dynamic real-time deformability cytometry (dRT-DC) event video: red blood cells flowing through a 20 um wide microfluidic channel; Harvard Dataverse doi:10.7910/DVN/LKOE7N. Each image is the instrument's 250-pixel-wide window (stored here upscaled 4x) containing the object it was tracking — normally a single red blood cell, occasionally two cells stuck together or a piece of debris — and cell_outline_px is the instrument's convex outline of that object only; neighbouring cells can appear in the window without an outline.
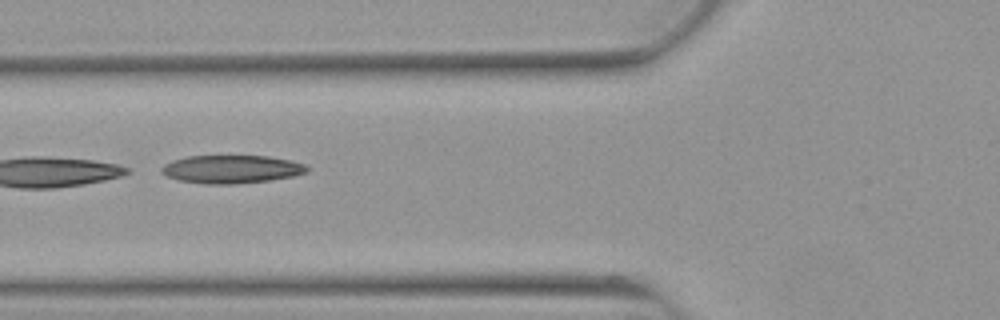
{"species": "Egyptian fruit bat (a non-hibernating species)", "species_latin": "Rousettus aegyptiacus", "temperature_condition": "warm", "stored_images_in_passage": 8, "camera_frame_rate_fps": 3000, "um_per_image_px": 0.085, "animal": {"sex": "female"}, "frame": {"image": 1, "passage_image": 2, "time_ms": 0.333, "image_size_px": [1000, 320], "cell_outline_px": [[308, 172], [292, 176], [268, 180], [236, 184], [204, 184], [180, 180], [164, 176], [160, 172], [160, 168], [164, 164], [172, 160], [184, 156], [268, 156], [292, 160], [304, 164], [308, 168]], "centroid_in_image_um": [19.63, 14.38], "position_along_channel_um": 106.2, "area_um2": 23.99}}